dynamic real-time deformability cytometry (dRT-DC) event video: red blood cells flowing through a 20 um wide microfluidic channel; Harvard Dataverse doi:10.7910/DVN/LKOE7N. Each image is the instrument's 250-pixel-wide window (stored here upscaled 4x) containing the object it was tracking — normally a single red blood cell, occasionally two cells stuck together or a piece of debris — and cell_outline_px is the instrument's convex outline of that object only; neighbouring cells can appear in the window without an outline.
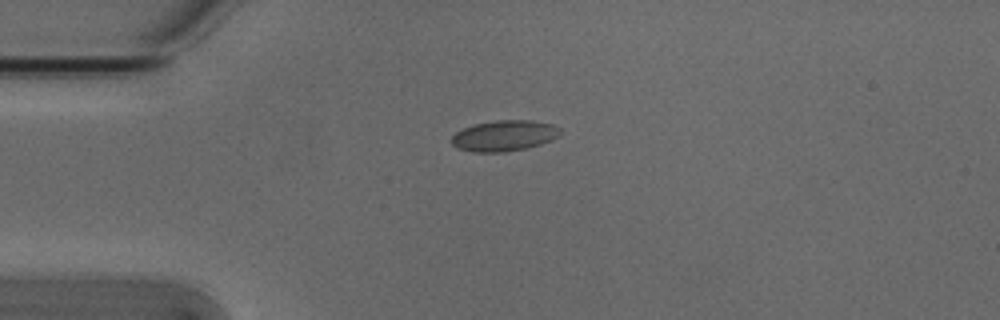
{"species": "Egyptian fruit bat (a non-hibernating species)", "species_latin": "Rousettus aegyptiacus", "temperature_condition": "cold", "stored_images_in_passage": 6, "camera_frame_rate_fps": 3000, "um_per_image_px": 0.085, "animal": {"sex": "male"}, "frame": {"image": 1, "passage_image": 6, "time_ms": 1.667, "image_size_px": [1000, 320], "cell_outline_px": [[560, 136], [552, 140], [528, 148], [504, 152], [472, 152], [456, 148], [452, 144], [452, 136], [456, 132], [472, 124], [496, 120], [532, 120], [552, 124], [560, 128]], "centroid_in_image_um": [42.86, 11.53], "position_along_channel_um": 42.1, "area_um2": 19.71}}